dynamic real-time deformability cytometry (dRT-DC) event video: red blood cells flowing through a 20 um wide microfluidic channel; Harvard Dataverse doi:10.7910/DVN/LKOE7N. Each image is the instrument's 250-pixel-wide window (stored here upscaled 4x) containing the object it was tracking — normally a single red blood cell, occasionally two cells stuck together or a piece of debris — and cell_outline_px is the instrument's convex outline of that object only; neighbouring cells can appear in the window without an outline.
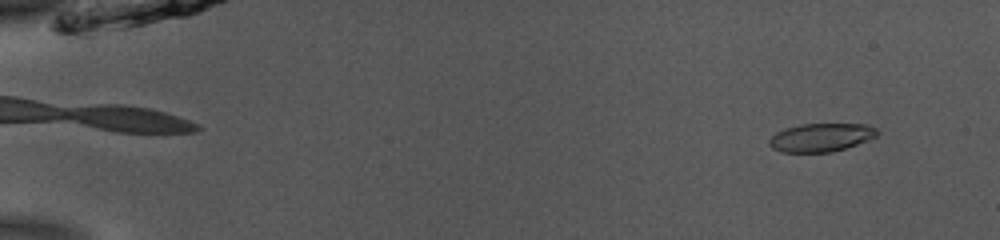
{"species": "common noctule bat (a hibernating species)", "species_latin": "Nyctalus noctula", "temperature_condition": "room temperature", "stored_images_in_passage": 52, "camera_frame_rate_fps": 3000, "um_per_image_px": 0.085, "animal": {"sex": "male", "body_mass_g": 13.0, "forearm_length_mm": 53.1}, "frame": {"image": 1, "passage_image": 4, "time_ms": 1.0, "image_size_px": [1000, 240], "cell_outline_px": [[880, 132], [876, 136], [868, 140], [832, 152], [780, 152], [772, 148], [768, 144], [768, 140], [776, 132], [788, 128], [804, 124], [868, 124], [876, 128]], "centroid_in_image_um": [69.79, 11.68], "position_along_channel_um": 15.2, "area_um2": 17.74}}
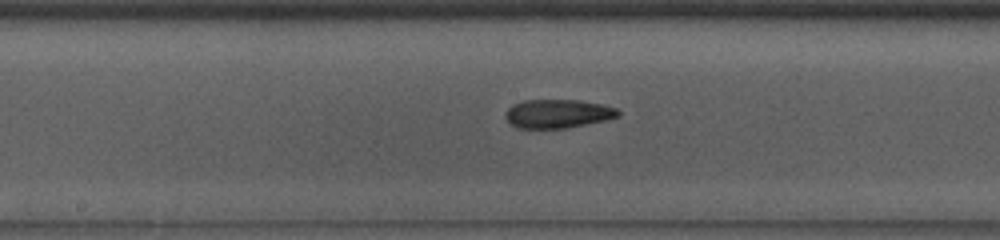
{"frame": {"image": 2, "passage_image": 28, "time_ms": 9.0, "image_size_px": [1000, 240], "cell_outline_px": [[620, 116], [604, 120], [568, 128], [516, 128], [504, 116], [508, 108], [512, 104], [524, 100], [580, 100], [600, 104], [616, 108], [620, 112]], "centroid_in_image_um": [47.4, 9.66], "position_along_channel_um": 200.8, "area_um2": 18.79}}
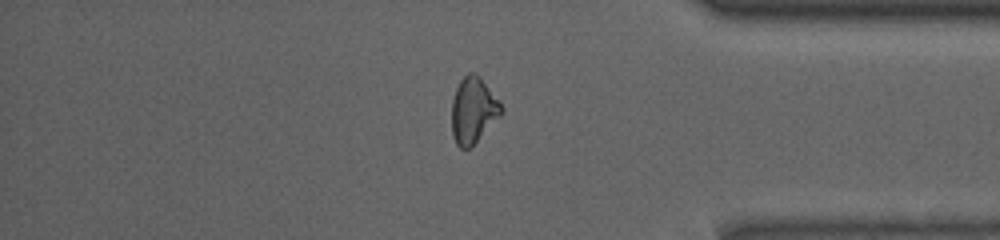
{"frame": {"image": 3, "passage_image": 44, "time_ms": 14.333, "image_size_px": [1000, 240], "cell_outline_px": [[504, 112], [468, 148], [460, 148], [456, 144], [452, 136], [452, 100], [456, 88], [460, 80], [468, 72], [476, 72], [480, 76], [500, 100], [504, 108]], "centroid_in_image_um": [40.24, 9.32], "position_along_channel_um": 395.0, "area_um2": 19.07}, "authors_computed_cell_mechanics": {"area_um2": 18.8717, "velocity_mm_per_s": 3.9127, "shape_relaxation_time_tau1_ms": null, "shape_relaxation_time_tau2_ms": 4.133, "deformation_change_tau1": null, "deformation_change_tau2": 0.1308}}